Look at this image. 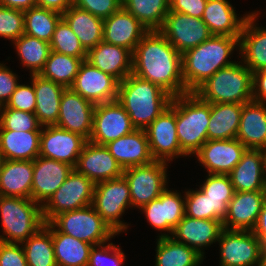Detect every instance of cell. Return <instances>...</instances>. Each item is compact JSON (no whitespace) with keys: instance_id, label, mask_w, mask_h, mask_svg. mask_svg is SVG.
Segmentation results:
<instances>
[{"instance_id":"816d5d0a","label":"cell","mask_w":266,"mask_h":266,"mask_svg":"<svg viewBox=\"0 0 266 266\" xmlns=\"http://www.w3.org/2000/svg\"><path fill=\"white\" fill-rule=\"evenodd\" d=\"M0 266H28L21 243L0 241Z\"/></svg>"},{"instance_id":"8d00e7d4","label":"cell","mask_w":266,"mask_h":266,"mask_svg":"<svg viewBox=\"0 0 266 266\" xmlns=\"http://www.w3.org/2000/svg\"><path fill=\"white\" fill-rule=\"evenodd\" d=\"M154 266H200L204 257L195 249L175 241L172 237L156 239Z\"/></svg>"},{"instance_id":"94428289","label":"cell","mask_w":266,"mask_h":266,"mask_svg":"<svg viewBox=\"0 0 266 266\" xmlns=\"http://www.w3.org/2000/svg\"><path fill=\"white\" fill-rule=\"evenodd\" d=\"M263 160H264V170H265V180H266V148L263 149Z\"/></svg>"},{"instance_id":"6da1fadb","label":"cell","mask_w":266,"mask_h":266,"mask_svg":"<svg viewBox=\"0 0 266 266\" xmlns=\"http://www.w3.org/2000/svg\"><path fill=\"white\" fill-rule=\"evenodd\" d=\"M132 74L158 85L172 97L188 93L180 54L159 30L148 31L132 53Z\"/></svg>"},{"instance_id":"7bdbcfd3","label":"cell","mask_w":266,"mask_h":266,"mask_svg":"<svg viewBox=\"0 0 266 266\" xmlns=\"http://www.w3.org/2000/svg\"><path fill=\"white\" fill-rule=\"evenodd\" d=\"M61 18V13L38 6L25 10L24 34L49 43L55 27Z\"/></svg>"},{"instance_id":"83f0119b","label":"cell","mask_w":266,"mask_h":266,"mask_svg":"<svg viewBox=\"0 0 266 266\" xmlns=\"http://www.w3.org/2000/svg\"><path fill=\"white\" fill-rule=\"evenodd\" d=\"M228 175L236 192L266 191L263 150L246 149Z\"/></svg>"},{"instance_id":"9c48e42d","label":"cell","mask_w":266,"mask_h":266,"mask_svg":"<svg viewBox=\"0 0 266 266\" xmlns=\"http://www.w3.org/2000/svg\"><path fill=\"white\" fill-rule=\"evenodd\" d=\"M167 163L154 160L149 164L124 170L123 176L129 185L132 208H142L158 198L168 187Z\"/></svg>"},{"instance_id":"11a10c76","label":"cell","mask_w":266,"mask_h":266,"mask_svg":"<svg viewBox=\"0 0 266 266\" xmlns=\"http://www.w3.org/2000/svg\"><path fill=\"white\" fill-rule=\"evenodd\" d=\"M252 98L254 101L266 103V68L253 72Z\"/></svg>"},{"instance_id":"7dc6e473","label":"cell","mask_w":266,"mask_h":266,"mask_svg":"<svg viewBox=\"0 0 266 266\" xmlns=\"http://www.w3.org/2000/svg\"><path fill=\"white\" fill-rule=\"evenodd\" d=\"M24 34V11L0 6V37L12 43Z\"/></svg>"},{"instance_id":"836d02e7","label":"cell","mask_w":266,"mask_h":266,"mask_svg":"<svg viewBox=\"0 0 266 266\" xmlns=\"http://www.w3.org/2000/svg\"><path fill=\"white\" fill-rule=\"evenodd\" d=\"M62 18L79 38L80 44L86 51L103 41V19L73 4L62 14Z\"/></svg>"},{"instance_id":"603a6c76","label":"cell","mask_w":266,"mask_h":266,"mask_svg":"<svg viewBox=\"0 0 266 266\" xmlns=\"http://www.w3.org/2000/svg\"><path fill=\"white\" fill-rule=\"evenodd\" d=\"M266 200V191L236 192L227 205L223 228L252 231Z\"/></svg>"},{"instance_id":"6f0895ef","label":"cell","mask_w":266,"mask_h":266,"mask_svg":"<svg viewBox=\"0 0 266 266\" xmlns=\"http://www.w3.org/2000/svg\"><path fill=\"white\" fill-rule=\"evenodd\" d=\"M252 231L259 238L262 245H265L266 244V200L263 204L260 214L258 215L257 222Z\"/></svg>"},{"instance_id":"ffe728a7","label":"cell","mask_w":266,"mask_h":266,"mask_svg":"<svg viewBox=\"0 0 266 266\" xmlns=\"http://www.w3.org/2000/svg\"><path fill=\"white\" fill-rule=\"evenodd\" d=\"M246 149L237 138L207 140L194 155L208 174H229Z\"/></svg>"},{"instance_id":"7a4b0ae2","label":"cell","mask_w":266,"mask_h":266,"mask_svg":"<svg viewBox=\"0 0 266 266\" xmlns=\"http://www.w3.org/2000/svg\"><path fill=\"white\" fill-rule=\"evenodd\" d=\"M234 50H239V37L212 35L185 51L182 54V77L187 92H194L215 72L236 62L230 61L229 57Z\"/></svg>"},{"instance_id":"f6af8a7d","label":"cell","mask_w":266,"mask_h":266,"mask_svg":"<svg viewBox=\"0 0 266 266\" xmlns=\"http://www.w3.org/2000/svg\"><path fill=\"white\" fill-rule=\"evenodd\" d=\"M37 116L6 105L0 106V130H11L17 132L41 131Z\"/></svg>"},{"instance_id":"4fadbf2b","label":"cell","mask_w":266,"mask_h":266,"mask_svg":"<svg viewBox=\"0 0 266 266\" xmlns=\"http://www.w3.org/2000/svg\"><path fill=\"white\" fill-rule=\"evenodd\" d=\"M159 31L180 54L200 45L212 36L202 18L173 11H169Z\"/></svg>"},{"instance_id":"680465c9","label":"cell","mask_w":266,"mask_h":266,"mask_svg":"<svg viewBox=\"0 0 266 266\" xmlns=\"http://www.w3.org/2000/svg\"><path fill=\"white\" fill-rule=\"evenodd\" d=\"M0 6L25 11L35 7L36 0H0Z\"/></svg>"},{"instance_id":"1f68e13d","label":"cell","mask_w":266,"mask_h":266,"mask_svg":"<svg viewBox=\"0 0 266 266\" xmlns=\"http://www.w3.org/2000/svg\"><path fill=\"white\" fill-rule=\"evenodd\" d=\"M33 161L4 160L0 166V195L31 199Z\"/></svg>"},{"instance_id":"b9f144b4","label":"cell","mask_w":266,"mask_h":266,"mask_svg":"<svg viewBox=\"0 0 266 266\" xmlns=\"http://www.w3.org/2000/svg\"><path fill=\"white\" fill-rule=\"evenodd\" d=\"M84 60L86 58H76L50 51L44 68L39 75L68 88L73 84L79 67Z\"/></svg>"},{"instance_id":"5b68a950","label":"cell","mask_w":266,"mask_h":266,"mask_svg":"<svg viewBox=\"0 0 266 266\" xmlns=\"http://www.w3.org/2000/svg\"><path fill=\"white\" fill-rule=\"evenodd\" d=\"M210 103L195 93L176 96V128L181 150L193 156L208 140Z\"/></svg>"},{"instance_id":"ba28073f","label":"cell","mask_w":266,"mask_h":266,"mask_svg":"<svg viewBox=\"0 0 266 266\" xmlns=\"http://www.w3.org/2000/svg\"><path fill=\"white\" fill-rule=\"evenodd\" d=\"M92 206L116 234L128 230L127 222L120 218L126 209H132L129 185L122 175L95 184Z\"/></svg>"},{"instance_id":"f1b7e54d","label":"cell","mask_w":266,"mask_h":266,"mask_svg":"<svg viewBox=\"0 0 266 266\" xmlns=\"http://www.w3.org/2000/svg\"><path fill=\"white\" fill-rule=\"evenodd\" d=\"M236 138L247 149L266 148V103L251 100L243 104Z\"/></svg>"},{"instance_id":"8992f818","label":"cell","mask_w":266,"mask_h":266,"mask_svg":"<svg viewBox=\"0 0 266 266\" xmlns=\"http://www.w3.org/2000/svg\"><path fill=\"white\" fill-rule=\"evenodd\" d=\"M0 241L23 243L45 225L42 206L32 199L0 195Z\"/></svg>"},{"instance_id":"6125c7cd","label":"cell","mask_w":266,"mask_h":266,"mask_svg":"<svg viewBox=\"0 0 266 266\" xmlns=\"http://www.w3.org/2000/svg\"><path fill=\"white\" fill-rule=\"evenodd\" d=\"M2 161H3V158H2V155H1V151H0V166H1Z\"/></svg>"},{"instance_id":"9f6ffc18","label":"cell","mask_w":266,"mask_h":266,"mask_svg":"<svg viewBox=\"0 0 266 266\" xmlns=\"http://www.w3.org/2000/svg\"><path fill=\"white\" fill-rule=\"evenodd\" d=\"M73 0H36V6L50 9L63 14L71 5Z\"/></svg>"},{"instance_id":"5bb4252c","label":"cell","mask_w":266,"mask_h":266,"mask_svg":"<svg viewBox=\"0 0 266 266\" xmlns=\"http://www.w3.org/2000/svg\"><path fill=\"white\" fill-rule=\"evenodd\" d=\"M135 129L128 113L117 100L97 104L94 109L93 129L89 141L106 145L132 133Z\"/></svg>"},{"instance_id":"e0dca14e","label":"cell","mask_w":266,"mask_h":266,"mask_svg":"<svg viewBox=\"0 0 266 266\" xmlns=\"http://www.w3.org/2000/svg\"><path fill=\"white\" fill-rule=\"evenodd\" d=\"M95 105L73 91L65 88L60 102L59 116L55 126L77 133L89 141L93 129Z\"/></svg>"},{"instance_id":"d6986e66","label":"cell","mask_w":266,"mask_h":266,"mask_svg":"<svg viewBox=\"0 0 266 266\" xmlns=\"http://www.w3.org/2000/svg\"><path fill=\"white\" fill-rule=\"evenodd\" d=\"M74 169L94 184L121 177L124 173L105 145L90 141L83 146Z\"/></svg>"},{"instance_id":"3957f363","label":"cell","mask_w":266,"mask_h":266,"mask_svg":"<svg viewBox=\"0 0 266 266\" xmlns=\"http://www.w3.org/2000/svg\"><path fill=\"white\" fill-rule=\"evenodd\" d=\"M172 96L161 87L133 74L119 82L117 101L136 129H146L169 105Z\"/></svg>"},{"instance_id":"44dd1931","label":"cell","mask_w":266,"mask_h":266,"mask_svg":"<svg viewBox=\"0 0 266 266\" xmlns=\"http://www.w3.org/2000/svg\"><path fill=\"white\" fill-rule=\"evenodd\" d=\"M31 199L43 206L67 179L73 166L38 156L34 161Z\"/></svg>"},{"instance_id":"60d3db41","label":"cell","mask_w":266,"mask_h":266,"mask_svg":"<svg viewBox=\"0 0 266 266\" xmlns=\"http://www.w3.org/2000/svg\"><path fill=\"white\" fill-rule=\"evenodd\" d=\"M22 67L30 70V75L39 74L44 68L51 51L47 41L23 34L13 43Z\"/></svg>"},{"instance_id":"681fc988","label":"cell","mask_w":266,"mask_h":266,"mask_svg":"<svg viewBox=\"0 0 266 266\" xmlns=\"http://www.w3.org/2000/svg\"><path fill=\"white\" fill-rule=\"evenodd\" d=\"M29 84L31 85L19 82L10 100L6 103L8 108L35 113L36 96L33 81L31 80Z\"/></svg>"},{"instance_id":"30bf717a","label":"cell","mask_w":266,"mask_h":266,"mask_svg":"<svg viewBox=\"0 0 266 266\" xmlns=\"http://www.w3.org/2000/svg\"><path fill=\"white\" fill-rule=\"evenodd\" d=\"M95 184L75 169L42 206L45 223H49L56 215L92 205Z\"/></svg>"},{"instance_id":"f5cc1de1","label":"cell","mask_w":266,"mask_h":266,"mask_svg":"<svg viewBox=\"0 0 266 266\" xmlns=\"http://www.w3.org/2000/svg\"><path fill=\"white\" fill-rule=\"evenodd\" d=\"M18 75L4 63H0V106L6 105L19 84Z\"/></svg>"},{"instance_id":"91938a15","label":"cell","mask_w":266,"mask_h":266,"mask_svg":"<svg viewBox=\"0 0 266 266\" xmlns=\"http://www.w3.org/2000/svg\"><path fill=\"white\" fill-rule=\"evenodd\" d=\"M261 266H266V244L262 246Z\"/></svg>"},{"instance_id":"cb8c5ba5","label":"cell","mask_w":266,"mask_h":266,"mask_svg":"<svg viewBox=\"0 0 266 266\" xmlns=\"http://www.w3.org/2000/svg\"><path fill=\"white\" fill-rule=\"evenodd\" d=\"M149 30L121 7L103 20V41L124 47L132 53Z\"/></svg>"},{"instance_id":"4316f807","label":"cell","mask_w":266,"mask_h":266,"mask_svg":"<svg viewBox=\"0 0 266 266\" xmlns=\"http://www.w3.org/2000/svg\"><path fill=\"white\" fill-rule=\"evenodd\" d=\"M86 61L119 82L132 74V52L104 41L87 51Z\"/></svg>"},{"instance_id":"52a82bcc","label":"cell","mask_w":266,"mask_h":266,"mask_svg":"<svg viewBox=\"0 0 266 266\" xmlns=\"http://www.w3.org/2000/svg\"><path fill=\"white\" fill-rule=\"evenodd\" d=\"M50 223L61 233L91 245L111 240L116 234L92 205L56 215Z\"/></svg>"},{"instance_id":"ee69618b","label":"cell","mask_w":266,"mask_h":266,"mask_svg":"<svg viewBox=\"0 0 266 266\" xmlns=\"http://www.w3.org/2000/svg\"><path fill=\"white\" fill-rule=\"evenodd\" d=\"M49 44L51 51L76 58L87 57V51L80 44L79 38L63 18L57 23Z\"/></svg>"},{"instance_id":"d4e9b609","label":"cell","mask_w":266,"mask_h":266,"mask_svg":"<svg viewBox=\"0 0 266 266\" xmlns=\"http://www.w3.org/2000/svg\"><path fill=\"white\" fill-rule=\"evenodd\" d=\"M260 11L251 12L239 37V55L251 72L266 68V28L256 22Z\"/></svg>"},{"instance_id":"c3c4849f","label":"cell","mask_w":266,"mask_h":266,"mask_svg":"<svg viewBox=\"0 0 266 266\" xmlns=\"http://www.w3.org/2000/svg\"><path fill=\"white\" fill-rule=\"evenodd\" d=\"M185 215L212 220V202L200 189L185 190Z\"/></svg>"},{"instance_id":"8fae6325","label":"cell","mask_w":266,"mask_h":266,"mask_svg":"<svg viewBox=\"0 0 266 266\" xmlns=\"http://www.w3.org/2000/svg\"><path fill=\"white\" fill-rule=\"evenodd\" d=\"M154 160L171 162L187 157L181 150L176 128V97L170 105L145 129Z\"/></svg>"},{"instance_id":"f546056e","label":"cell","mask_w":266,"mask_h":266,"mask_svg":"<svg viewBox=\"0 0 266 266\" xmlns=\"http://www.w3.org/2000/svg\"><path fill=\"white\" fill-rule=\"evenodd\" d=\"M238 17L235 8L228 0H208L202 20L212 35L240 37L247 16Z\"/></svg>"},{"instance_id":"d590c367","label":"cell","mask_w":266,"mask_h":266,"mask_svg":"<svg viewBox=\"0 0 266 266\" xmlns=\"http://www.w3.org/2000/svg\"><path fill=\"white\" fill-rule=\"evenodd\" d=\"M52 240L57 266H88L93 245L61 233L53 225Z\"/></svg>"},{"instance_id":"7c38bea8","label":"cell","mask_w":266,"mask_h":266,"mask_svg":"<svg viewBox=\"0 0 266 266\" xmlns=\"http://www.w3.org/2000/svg\"><path fill=\"white\" fill-rule=\"evenodd\" d=\"M217 242L220 266H261L263 245L253 231L223 229Z\"/></svg>"},{"instance_id":"db71d44e","label":"cell","mask_w":266,"mask_h":266,"mask_svg":"<svg viewBox=\"0 0 266 266\" xmlns=\"http://www.w3.org/2000/svg\"><path fill=\"white\" fill-rule=\"evenodd\" d=\"M208 0H169V10L202 18Z\"/></svg>"},{"instance_id":"ab89813d","label":"cell","mask_w":266,"mask_h":266,"mask_svg":"<svg viewBox=\"0 0 266 266\" xmlns=\"http://www.w3.org/2000/svg\"><path fill=\"white\" fill-rule=\"evenodd\" d=\"M122 7L149 31L160 30L169 13V0H122Z\"/></svg>"},{"instance_id":"277c9868","label":"cell","mask_w":266,"mask_h":266,"mask_svg":"<svg viewBox=\"0 0 266 266\" xmlns=\"http://www.w3.org/2000/svg\"><path fill=\"white\" fill-rule=\"evenodd\" d=\"M253 73L242 61L221 68L193 93L208 103L244 104L252 98Z\"/></svg>"},{"instance_id":"e575fe53","label":"cell","mask_w":266,"mask_h":266,"mask_svg":"<svg viewBox=\"0 0 266 266\" xmlns=\"http://www.w3.org/2000/svg\"><path fill=\"white\" fill-rule=\"evenodd\" d=\"M243 104L210 103L208 140L236 138Z\"/></svg>"},{"instance_id":"484cf974","label":"cell","mask_w":266,"mask_h":266,"mask_svg":"<svg viewBox=\"0 0 266 266\" xmlns=\"http://www.w3.org/2000/svg\"><path fill=\"white\" fill-rule=\"evenodd\" d=\"M105 146L124 170L154 161L144 129H135Z\"/></svg>"},{"instance_id":"4dcf8cb0","label":"cell","mask_w":266,"mask_h":266,"mask_svg":"<svg viewBox=\"0 0 266 266\" xmlns=\"http://www.w3.org/2000/svg\"><path fill=\"white\" fill-rule=\"evenodd\" d=\"M33 81L36 108L35 115L39 124L44 126L56 125L59 116L61 96L65 86L42 77L39 74L30 75Z\"/></svg>"},{"instance_id":"2e32d148","label":"cell","mask_w":266,"mask_h":266,"mask_svg":"<svg viewBox=\"0 0 266 266\" xmlns=\"http://www.w3.org/2000/svg\"><path fill=\"white\" fill-rule=\"evenodd\" d=\"M70 88L97 105L117 100L119 81L84 60Z\"/></svg>"},{"instance_id":"74e56055","label":"cell","mask_w":266,"mask_h":266,"mask_svg":"<svg viewBox=\"0 0 266 266\" xmlns=\"http://www.w3.org/2000/svg\"><path fill=\"white\" fill-rule=\"evenodd\" d=\"M199 189L212 202V220L223 222L227 214V205L232 200L235 190L228 174H207Z\"/></svg>"},{"instance_id":"f907efd6","label":"cell","mask_w":266,"mask_h":266,"mask_svg":"<svg viewBox=\"0 0 266 266\" xmlns=\"http://www.w3.org/2000/svg\"><path fill=\"white\" fill-rule=\"evenodd\" d=\"M73 5L104 20L122 7V0H73Z\"/></svg>"},{"instance_id":"f35d334b","label":"cell","mask_w":266,"mask_h":266,"mask_svg":"<svg viewBox=\"0 0 266 266\" xmlns=\"http://www.w3.org/2000/svg\"><path fill=\"white\" fill-rule=\"evenodd\" d=\"M28 266H57L52 240V224L45 223L21 243Z\"/></svg>"},{"instance_id":"bcb514c9","label":"cell","mask_w":266,"mask_h":266,"mask_svg":"<svg viewBox=\"0 0 266 266\" xmlns=\"http://www.w3.org/2000/svg\"><path fill=\"white\" fill-rule=\"evenodd\" d=\"M125 259L126 255L122 248L109 240L99 245H93L88 266H123Z\"/></svg>"},{"instance_id":"7402d4cb","label":"cell","mask_w":266,"mask_h":266,"mask_svg":"<svg viewBox=\"0 0 266 266\" xmlns=\"http://www.w3.org/2000/svg\"><path fill=\"white\" fill-rule=\"evenodd\" d=\"M223 229V222L219 220L197 219L185 215L174 228L171 237L204 257V250L219 240Z\"/></svg>"},{"instance_id":"d6a6232c","label":"cell","mask_w":266,"mask_h":266,"mask_svg":"<svg viewBox=\"0 0 266 266\" xmlns=\"http://www.w3.org/2000/svg\"><path fill=\"white\" fill-rule=\"evenodd\" d=\"M41 131L0 130V151L4 160L34 161L40 153Z\"/></svg>"},{"instance_id":"ac0fdd59","label":"cell","mask_w":266,"mask_h":266,"mask_svg":"<svg viewBox=\"0 0 266 266\" xmlns=\"http://www.w3.org/2000/svg\"><path fill=\"white\" fill-rule=\"evenodd\" d=\"M86 142L87 140L77 133L55 125L44 126L41 129L39 156L65 162L75 167Z\"/></svg>"},{"instance_id":"9a60e30c","label":"cell","mask_w":266,"mask_h":266,"mask_svg":"<svg viewBox=\"0 0 266 266\" xmlns=\"http://www.w3.org/2000/svg\"><path fill=\"white\" fill-rule=\"evenodd\" d=\"M177 191L166 188L158 198L140 208L154 229L167 232H161L157 238L171 237L174 228L185 216V192L182 196Z\"/></svg>"}]
</instances>
